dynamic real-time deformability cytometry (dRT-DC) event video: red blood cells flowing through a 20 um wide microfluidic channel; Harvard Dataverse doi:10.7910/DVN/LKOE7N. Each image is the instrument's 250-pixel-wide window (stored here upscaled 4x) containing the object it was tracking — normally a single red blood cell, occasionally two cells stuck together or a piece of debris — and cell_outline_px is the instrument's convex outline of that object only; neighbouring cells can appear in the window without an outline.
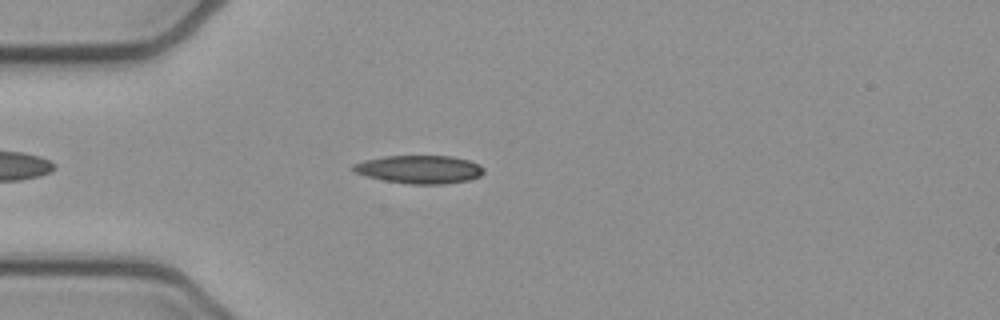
{"species": "common noctule bat (a hibernating species)", "species_latin": "Nyctalus noctula", "temperature_condition": "cold", "stored_images_in_passage": 45, "camera_frame_rate_fps": 3000, "um_per_image_px": 0.085, "animal": {"sex": "female", "body_mass_g": 21.9}, "frame": {"image": 1, "passage_image": 7, "time_ms": 2.0, "image_size_px": [1000, 320], "cell_outline_px": [[484, 172], [480, 176], [468, 180], [444, 184], [408, 184], [384, 180], [364, 176], [356, 172], [352, 168], [352, 164], [364, 160], [384, 156], [452, 156], [468, 160], [480, 164], [484, 168]], "centroid_in_image_um": [35.66, 14.39], "position_along_channel_um": 49.3, "area_um2": 21.5}}
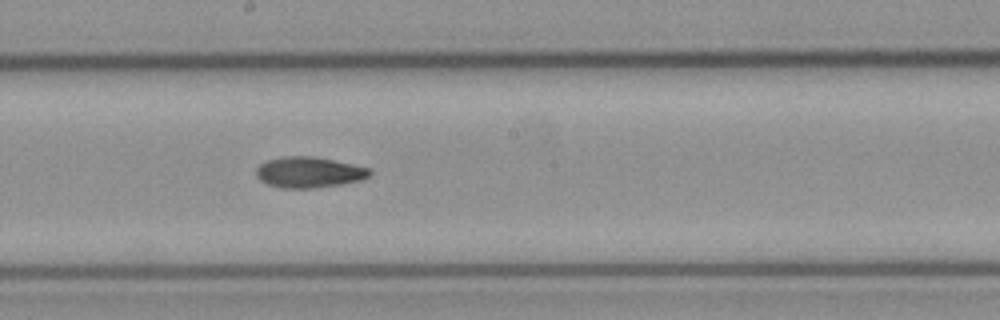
{"frame": {"image": 2, "passage_image": 21, "time_ms": 6.667, "image_size_px": [1000, 320], "cell_outline_px": [[372, 176], [364, 180], [316, 188], [280, 188], [268, 184], [260, 180], [256, 176], [256, 168], [260, 164], [268, 160], [284, 156], [312, 156], [372, 168]], "centroid_in_image_um": [26.3, 14.65], "position_along_channel_um": 221.9, "area_um2": 20.58}}
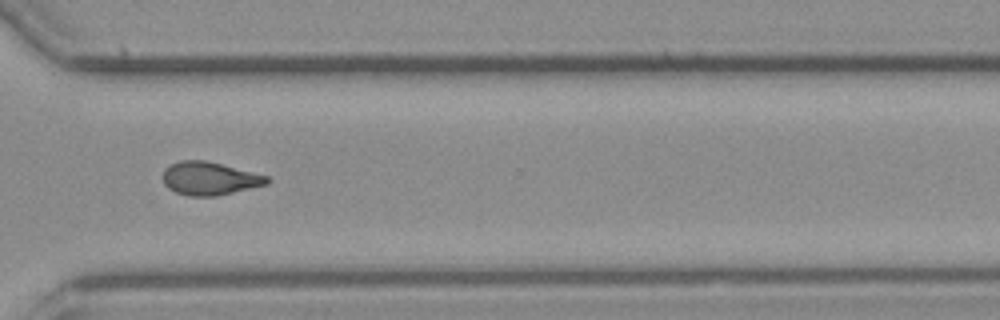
{"frame": {"image": 3, "passage_image": 31, "time_ms": 10.0, "image_size_px": [1000, 320], "cell_outline_px": [[272, 180], [268, 184], [216, 196], [188, 196], [176, 192], [168, 188], [164, 184], [164, 168], [180, 160], [204, 160], [268, 176]], "centroid_in_image_um": [17.82, 15.18], "position_along_channel_um": 352.8, "area_um2": 19.94}}